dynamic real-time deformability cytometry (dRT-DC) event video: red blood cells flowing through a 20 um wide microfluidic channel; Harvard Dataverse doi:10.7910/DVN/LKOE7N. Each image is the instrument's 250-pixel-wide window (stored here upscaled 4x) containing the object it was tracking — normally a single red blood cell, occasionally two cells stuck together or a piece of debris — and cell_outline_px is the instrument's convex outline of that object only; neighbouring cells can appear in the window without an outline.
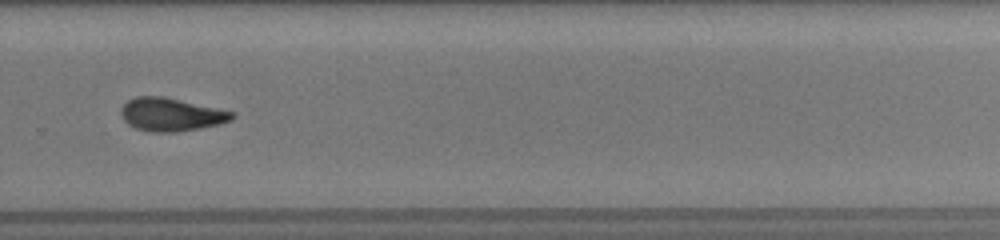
{"species": "common noctule bat (a hibernating species)", "species_latin": "Nyctalus noctula", "temperature_condition": "room temperature", "stored_images_in_passage": 52, "camera_frame_rate_fps": 3000, "um_per_image_px": 0.085, "animal": {"sex": "female", "body_mass_g": 19.5, "forearm_length_mm": 54.1}, "frame": {"image": 1, "passage_image": 37, "time_ms": 12.0, "image_size_px": [1000, 240], "cell_outline_px": [[236, 116], [232, 120], [220, 124], [200, 128], [176, 132], [152, 132], [136, 128], [128, 124], [124, 120], [120, 112], [120, 108], [128, 100], [136, 96], [164, 96], [236, 112]], "centroid_in_image_um": [14.57, 9.73], "position_along_channel_um": 315.2, "area_um2": 21.62}}
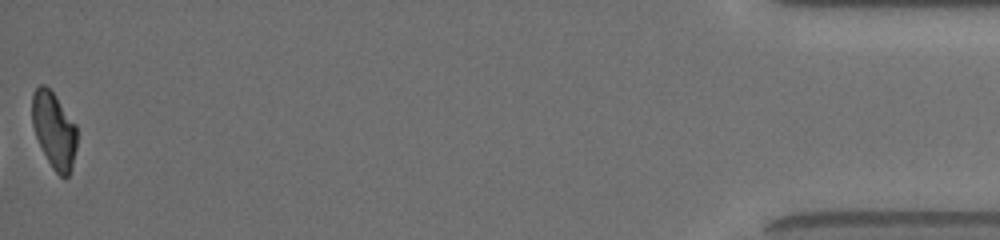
{"frame": {"image": 2, "passage_image": 52, "time_ms": 17.0, "image_size_px": [1000, 240], "cell_outline_px": [[76, 148], [72, 168], [68, 176], [64, 180], [52, 168], [36, 136], [32, 124], [32, 92], [40, 84], [44, 84], [52, 92], [76, 124]], "centroid_in_image_um": [4.59, 11.08], "position_along_channel_um": 430.6, "area_um2": 19.77}, "authors_computed_cell_mechanics": {"area_um2": 22.1952, "velocity_mm_per_s": 4.0235, "shape_relaxation_time_tau1_ms": null, "shape_relaxation_time_tau2_ms": 4.1363, "deformation_change_tau1": null, "deformation_change_tau2": 0.1206}}